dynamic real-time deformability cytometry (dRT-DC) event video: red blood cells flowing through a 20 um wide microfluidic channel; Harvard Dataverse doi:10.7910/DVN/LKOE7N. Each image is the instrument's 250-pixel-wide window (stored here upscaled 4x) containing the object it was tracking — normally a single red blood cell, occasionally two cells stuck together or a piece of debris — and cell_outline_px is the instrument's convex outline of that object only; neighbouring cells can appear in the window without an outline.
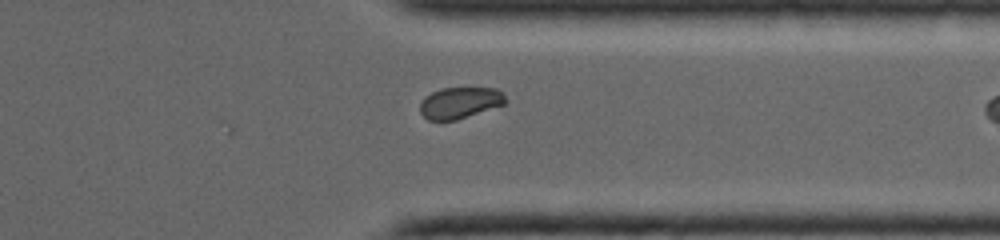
{"species": "common noctule bat (a hibernating species)", "species_latin": "Nyctalus noctula", "temperature_condition": "warm", "stored_images_in_passage": 22, "camera_frame_rate_fps": 5000, "um_per_image_px": 0.085, "animal": {"sex": "female", "body_mass_g": 19.0, "forearm_length_mm": 53.3}, "frame": {"image": 1, "passage_image": 22, "time_ms": 4.2, "image_size_px": [1000, 240], "cell_outline_px": [[508, 100], [504, 104], [456, 120], [428, 120], [420, 112], [420, 104], [424, 96], [440, 88], [500, 88], [504, 92]], "centroid_in_image_um": [39.11, 8.71], "position_along_channel_um": 372.3, "area_um2": 15.72}}